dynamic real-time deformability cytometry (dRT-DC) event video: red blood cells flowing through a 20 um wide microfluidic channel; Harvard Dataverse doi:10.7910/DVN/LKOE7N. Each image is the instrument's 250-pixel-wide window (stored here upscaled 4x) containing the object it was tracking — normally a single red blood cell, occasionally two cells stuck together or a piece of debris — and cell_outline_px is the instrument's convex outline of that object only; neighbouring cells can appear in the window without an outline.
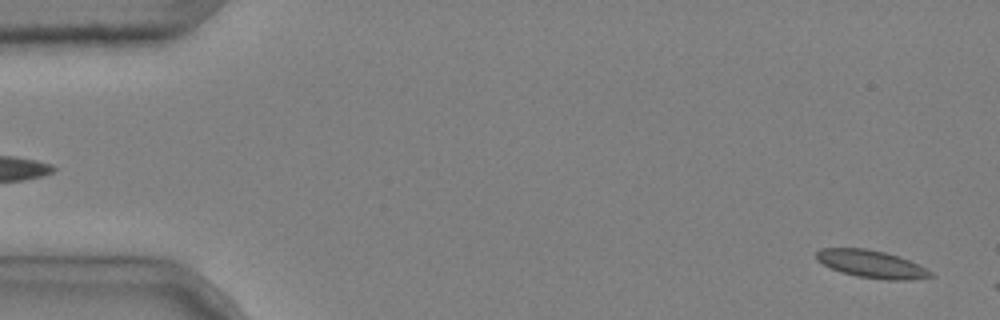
{"species": "common noctule bat (a hibernating species)", "species_latin": "Nyctalus noctula", "temperature_condition": "cold", "stored_images_in_passage": 4, "segment_of_instrument_passage": [2, 2], "camera_frame_rate_fps": 3000, "um_per_image_px": 0.085, "animal": {"sex": "male", "body_mass_g": 20.4}, "frame": {"image": 1, "passage_image": 4, "time_ms": 1.0, "image_size_px": [1000, 320], "cell_outline_px": [[936, 276], [912, 280], [884, 280], [856, 276], [840, 272], [816, 260], [816, 252], [820, 248], [868, 248], [884, 252], [908, 260], [932, 272]], "centroid_in_image_um": [74.06, 22.45], "position_along_channel_um": 10.9, "area_um2": 18.32}}